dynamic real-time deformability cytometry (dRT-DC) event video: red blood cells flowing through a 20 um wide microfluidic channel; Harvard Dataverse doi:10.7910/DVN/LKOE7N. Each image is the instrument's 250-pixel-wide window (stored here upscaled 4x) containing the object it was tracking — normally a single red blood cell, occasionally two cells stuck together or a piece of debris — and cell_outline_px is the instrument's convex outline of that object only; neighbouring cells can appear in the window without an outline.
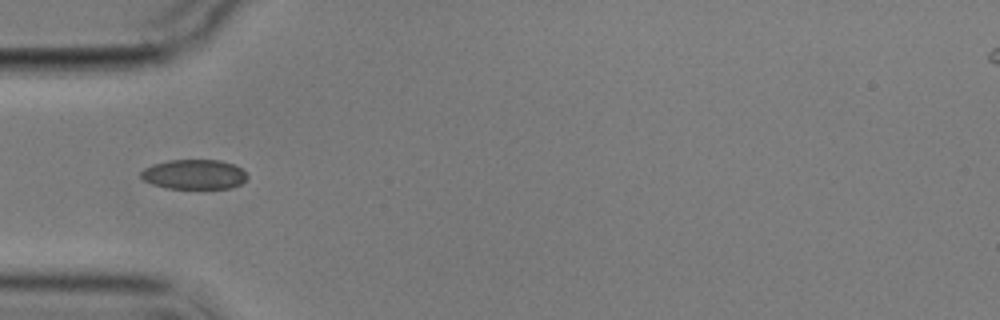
{"species": "common noctule bat (a hibernating species)", "species_latin": "Nyctalus noctula", "temperature_condition": "cold", "stored_images_in_passage": 4, "camera_frame_rate_fps": 3000, "um_per_image_px": 0.085, "animal": {"sex": "male", "body_mass_g": 17.9}, "frame": {"image": 1, "passage_image": 4, "time_ms": 4.0, "image_size_px": [1000, 320], "cell_outline_px": [[248, 176], [240, 184], [232, 188], [168, 188], [152, 184], [144, 180], [140, 176], [140, 172], [144, 168], [152, 164], [168, 160], [220, 160], [236, 164]], "centroid_in_image_um": [16.49, 14.81], "position_along_channel_um": 68.5, "area_um2": 18.44}}